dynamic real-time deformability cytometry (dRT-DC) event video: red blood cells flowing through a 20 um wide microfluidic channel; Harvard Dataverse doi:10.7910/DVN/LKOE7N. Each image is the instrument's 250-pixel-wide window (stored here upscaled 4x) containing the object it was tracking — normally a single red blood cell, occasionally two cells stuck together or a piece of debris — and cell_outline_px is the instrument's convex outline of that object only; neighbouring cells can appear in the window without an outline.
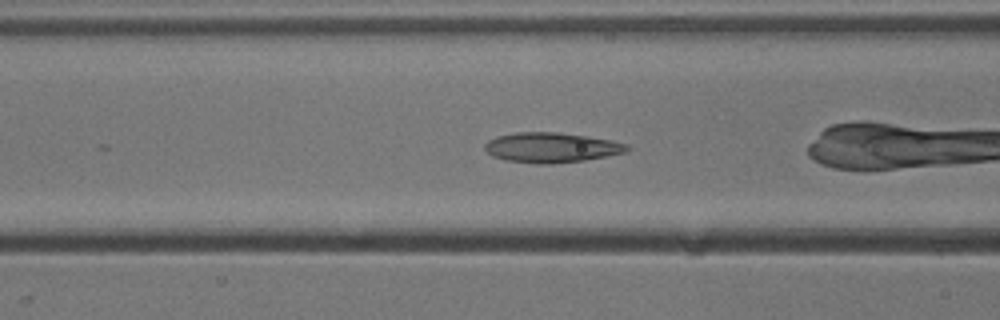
{"species": "common noctule bat (a hibernating species)", "species_latin": "Nyctalus noctula", "temperature_condition": "cold", "stored_images_in_passage": 50, "camera_frame_rate_fps": 3000, "um_per_image_px": 0.085, "animal": {"sex": "male", "body_mass_g": 13.3}, "frame": {"image": 1, "passage_image": 17, "time_ms": 5.333, "image_size_px": [1000, 320], "cell_outline_px": [[632, 148], [628, 152], [584, 160], [548, 164], [536, 164], [504, 160], [492, 156], [484, 148], [484, 144], [488, 140], [496, 136], [512, 132], [556, 132], [588, 136], [612, 140], [628, 144]], "centroid_in_image_um": [46.87, 12.53], "position_along_channel_um": 119.7, "area_um2": 25.14}}
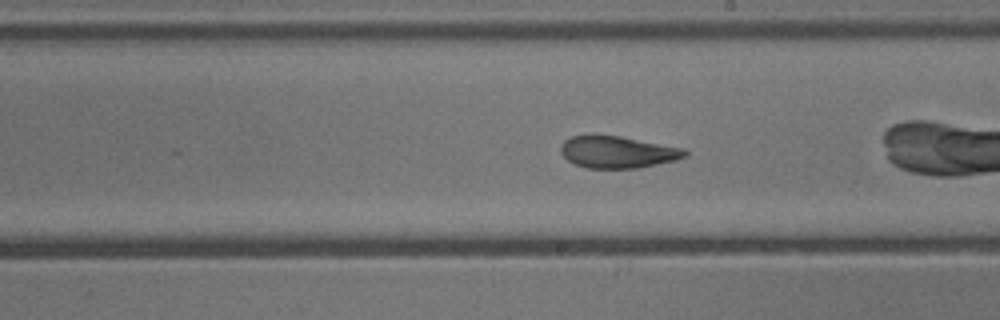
{"frame": {"image": 2, "passage_image": 26, "time_ms": 8.333, "image_size_px": [1000, 320], "cell_outline_px": [[688, 156], [676, 160], [636, 168], [588, 168], [576, 164], [568, 160], [560, 152], [560, 144], [564, 140], [572, 136], [588, 132], [620, 136], [684, 148], [688, 152]], "centroid_in_image_um": [52.45, 12.88], "position_along_channel_um": 236.6, "area_um2": 23.58}}
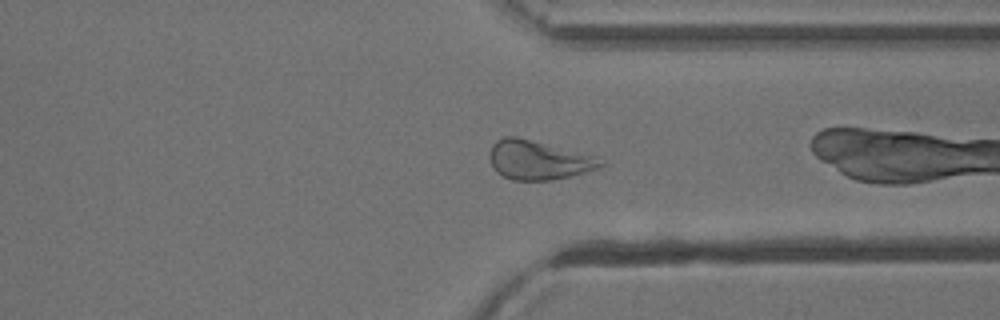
{"frame": {"image": 3, "passage_image": 36, "time_ms": 11.667, "image_size_px": [1000, 320], "cell_outline_px": [[604, 164], [596, 168], [584, 172], [552, 180], [512, 180], [496, 172], [488, 156], [492, 144], [496, 140], [504, 136], [516, 136], [592, 156], [604, 160]], "centroid_in_image_um": [45.68, 13.6], "position_along_channel_um": 365.7, "area_um2": 24.8}, "authors_computed_cell_mechanics": {"area_um2": 28.5243, "velocity_mm_per_s": 3.8963, "shape_relaxation_time_tau1_ms": 5.5201, "shape_relaxation_time_tau2_ms": 1.589, "deformation_change_tau1": 0.1549, "deformation_change_tau2": 0.0628}}